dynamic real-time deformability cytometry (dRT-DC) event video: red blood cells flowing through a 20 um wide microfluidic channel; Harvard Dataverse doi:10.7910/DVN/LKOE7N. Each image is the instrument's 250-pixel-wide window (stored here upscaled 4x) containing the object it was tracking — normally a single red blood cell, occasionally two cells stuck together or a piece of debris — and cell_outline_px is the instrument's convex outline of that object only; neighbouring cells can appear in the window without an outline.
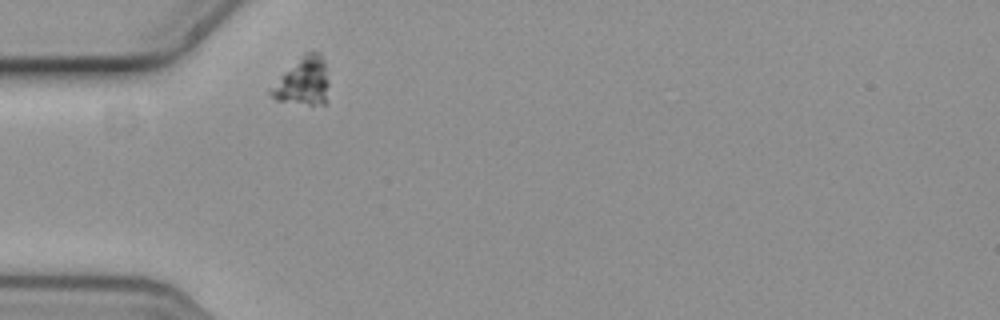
{"species": "common noctule bat (a hibernating species)", "species_latin": "Nyctalus noctula", "temperature_condition": "cold", "stored_images_in_passage": 1, "camera_frame_rate_fps": 3000, "um_per_image_px": 0.085, "animal": {"sex": "female", "body_mass_g": 19.3, "forearm_length_mm": 54.1}, "frame": {"image": 1, "passage_image": 1, "time_ms": 0.0, "image_size_px": [1000, 320], "cell_outline_px": [[328, 100], [324, 104], [308, 104], [276, 100], [268, 92], [268, 88], [304, 52], [320, 52], [324, 60], [328, 80]], "centroid_in_image_um": [25.76, 6.91], "position_along_channel_um": 59.2, "area_um2": 16.24}}